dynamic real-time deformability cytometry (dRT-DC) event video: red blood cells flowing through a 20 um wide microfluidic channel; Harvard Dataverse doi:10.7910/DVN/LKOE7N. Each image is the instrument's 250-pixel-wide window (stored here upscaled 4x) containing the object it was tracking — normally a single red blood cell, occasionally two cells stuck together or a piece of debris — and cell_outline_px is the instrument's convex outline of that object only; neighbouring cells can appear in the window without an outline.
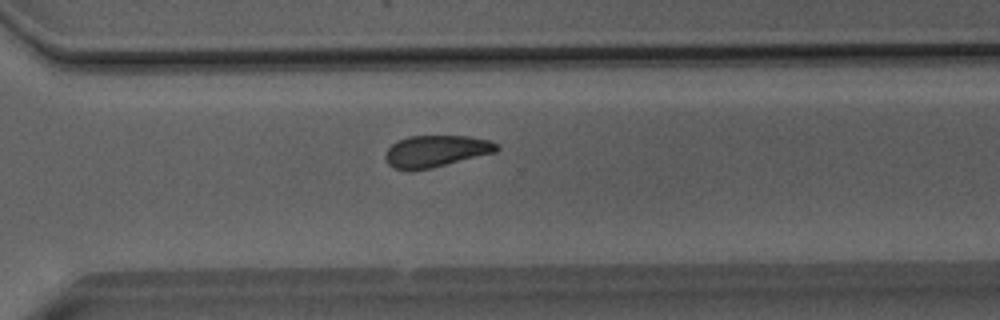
{"species": "Egyptian fruit bat (a non-hibernating species)", "species_latin": "Rousettus aegyptiacus", "temperature_condition": "room temperature", "stored_images_in_passage": 48, "camera_frame_rate_fps": 3000, "um_per_image_px": 0.085, "animal": {"sex": "male"}, "frame": {"image": 1, "passage_image": 34, "time_ms": 11.0, "image_size_px": [1000, 320], "cell_outline_px": [[500, 148], [496, 152], [432, 168], [408, 172], [392, 168], [384, 160], [384, 156], [388, 148], [396, 140], [408, 136], [468, 136], [488, 140], [496, 144]], "centroid_in_image_um": [36.99, 12.87], "position_along_channel_um": 333.6, "area_um2": 20.92}}
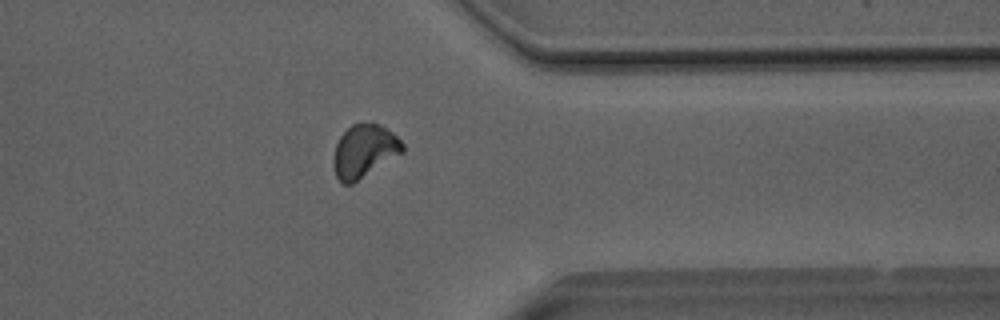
{"frame": {"image": 2, "passage_image": 38, "time_ms": 12.333, "image_size_px": [1000, 320], "cell_outline_px": [[404, 152], [352, 184], [340, 184], [336, 176], [332, 164], [332, 160], [336, 144], [340, 136], [352, 124], [360, 120], [372, 120], [388, 128], [404, 144]], "centroid_in_image_um": [30.95, 12.8], "position_along_channel_um": 380.4, "area_um2": 21.96}}
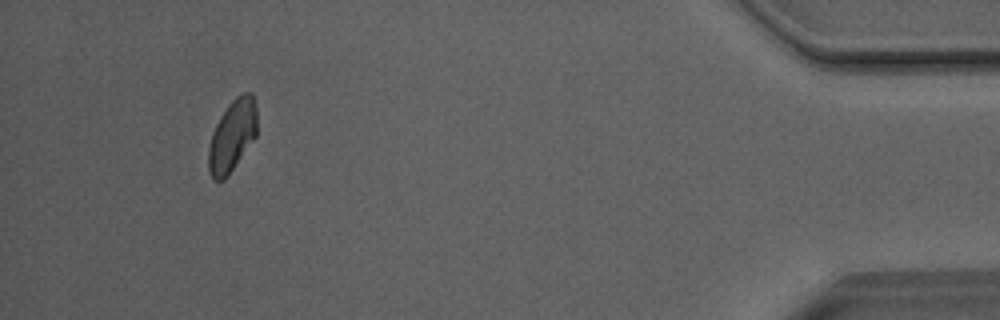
{"frame": {"image": 3, "passage_image": 45, "time_ms": 14.667, "image_size_px": [1000, 320], "cell_outline_px": [[256, 136], [228, 176], [224, 180], [212, 180], [208, 172], [208, 148], [212, 132], [220, 116], [228, 104], [236, 96], [244, 92], [252, 92], [256, 108]], "centroid_in_image_um": [19.72, 11.55], "position_along_channel_um": 415.5, "area_um2": 20.4}, "authors_computed_cell_mechanics": {"area_um2": 21.2704, "velocity_mm_per_s": 4.0466, "shape_relaxation_time_tau1_ms": 6.97, "shape_relaxation_time_tau2_ms": 2.4609, "deformation_change_tau1": 0.1261, "deformation_change_tau2": 0.0862}}